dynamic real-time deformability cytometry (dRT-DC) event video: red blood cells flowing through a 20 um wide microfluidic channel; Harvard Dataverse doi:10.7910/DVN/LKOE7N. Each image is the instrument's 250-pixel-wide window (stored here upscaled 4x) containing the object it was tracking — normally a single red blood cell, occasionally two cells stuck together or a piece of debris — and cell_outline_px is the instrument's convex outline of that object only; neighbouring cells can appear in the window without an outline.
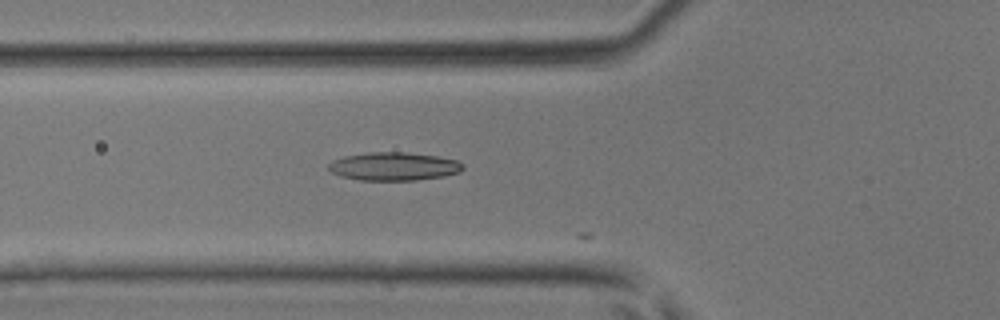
{"species": "common noctule bat (a hibernating species)", "species_latin": "Nyctalus noctula", "temperature_condition": "room temperature", "stored_images_in_passage": 21, "camera_frame_rate_fps": 3000, "um_per_image_px": 0.085, "animal": {"sex": "male", "body_mass_g": 17.9, "forearm_length_mm": 54.2}, "frame": {"image": 1, "passage_image": 17, "time_ms": 5.333, "image_size_px": [1000, 320], "cell_outline_px": [[464, 168], [460, 172], [444, 176], [416, 180], [360, 180], [340, 176], [332, 172], [328, 168], [328, 164], [332, 160], [344, 156], [368, 152], [408, 152], [436, 156], [456, 160], [464, 164]], "centroid_in_image_um": [33.47, 14.14], "position_along_channel_um": 92.3, "area_um2": 22.2}}
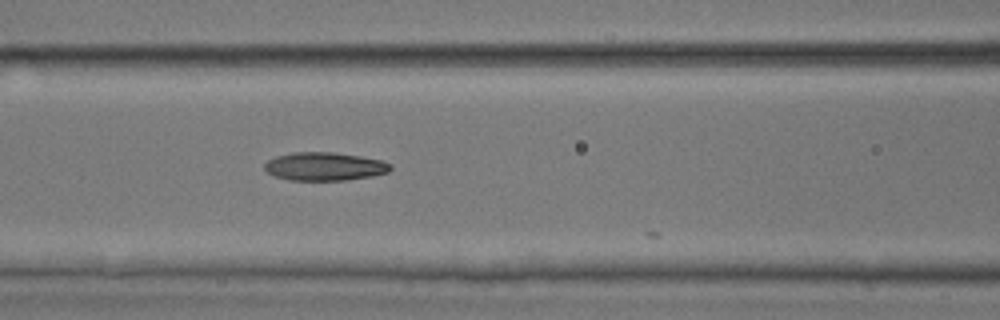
{"frame": {"image": 2, "passage_image": 20, "time_ms": 6.333, "image_size_px": [1000, 320], "cell_outline_px": [[392, 168], [388, 172], [372, 176], [344, 180], [288, 180], [276, 176], [268, 172], [264, 168], [264, 164], [268, 160], [276, 156], [292, 152], [332, 152], [360, 156], [380, 160], [392, 164]], "centroid_in_image_um": [27.59, 14.14], "position_along_channel_um": 139.0, "area_um2": 20.69}}